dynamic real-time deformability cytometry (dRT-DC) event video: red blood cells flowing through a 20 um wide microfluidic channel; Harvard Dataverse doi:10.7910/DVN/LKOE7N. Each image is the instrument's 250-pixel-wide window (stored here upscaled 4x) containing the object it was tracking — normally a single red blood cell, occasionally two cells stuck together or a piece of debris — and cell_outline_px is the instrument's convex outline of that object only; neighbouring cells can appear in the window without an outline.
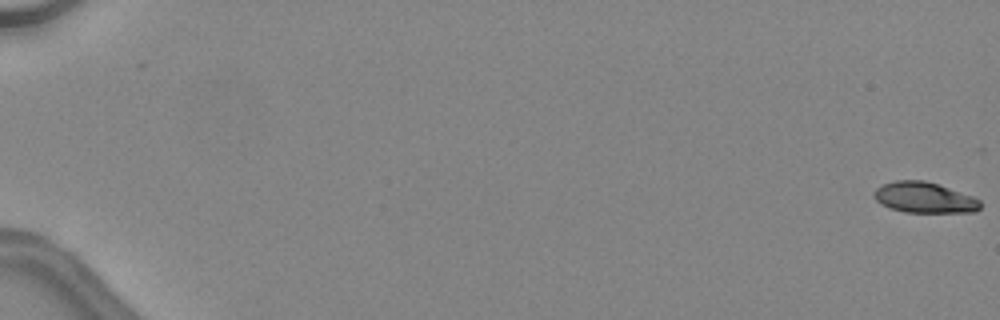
{"species": "common noctule bat (a hibernating species)", "species_latin": "Nyctalus noctula", "temperature_condition": "warm", "stored_images_in_passage": 9, "camera_frame_rate_fps": 3000, "um_per_image_px": 0.085, "animal": {"sex": "female", "body_mass_g": 24.6, "forearm_length_mm": 56.2}, "frame": {"image": 1, "passage_image": 1, "time_ms": 0.0, "image_size_px": [1000, 320], "cell_outline_px": [[980, 208], [976, 212], [904, 212], [888, 208], [880, 204], [872, 196], [872, 192], [876, 188], [884, 184], [896, 180], [924, 180], [972, 196], [980, 200]], "centroid_in_image_um": [78.52, 16.8], "position_along_channel_um": 6.5, "area_um2": 19.02}}